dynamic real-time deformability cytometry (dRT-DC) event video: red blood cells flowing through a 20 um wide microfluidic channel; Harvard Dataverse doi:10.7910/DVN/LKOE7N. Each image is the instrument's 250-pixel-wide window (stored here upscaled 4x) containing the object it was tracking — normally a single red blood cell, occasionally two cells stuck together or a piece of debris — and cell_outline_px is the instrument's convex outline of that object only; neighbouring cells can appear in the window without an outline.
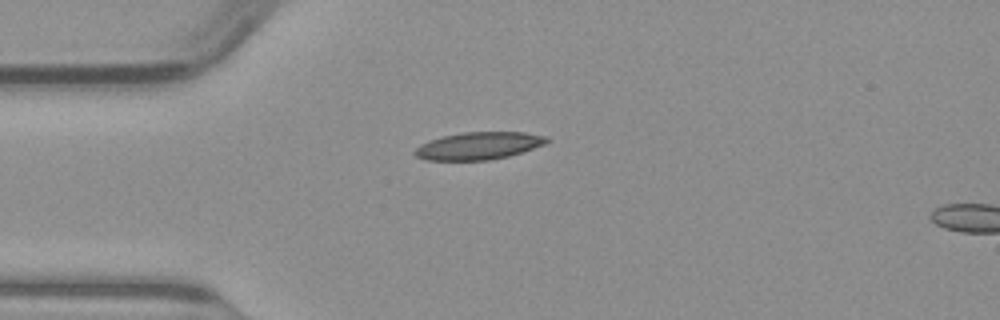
{"species": "common noctule bat (a hibernating species)", "species_latin": "Nyctalus noctula", "temperature_condition": "warm", "stored_images_in_passage": 3, "camera_frame_rate_fps": 3000, "um_per_image_px": 0.085, "animal": {"sex": "male", "body_mass_g": 23.1, "forearm_length_mm": 52.7}, "frame": {"image": 1, "passage_image": 1, "time_ms": 0.0, "image_size_px": [1000, 320], "cell_outline_px": [[548, 140], [544, 144], [508, 156], [488, 160], [424, 160], [416, 156], [412, 152], [420, 144], [444, 136], [464, 132], [524, 132], [548, 136]], "centroid_in_image_um": [40.66, 12.39], "position_along_channel_um": 44.3, "area_um2": 20.87}}